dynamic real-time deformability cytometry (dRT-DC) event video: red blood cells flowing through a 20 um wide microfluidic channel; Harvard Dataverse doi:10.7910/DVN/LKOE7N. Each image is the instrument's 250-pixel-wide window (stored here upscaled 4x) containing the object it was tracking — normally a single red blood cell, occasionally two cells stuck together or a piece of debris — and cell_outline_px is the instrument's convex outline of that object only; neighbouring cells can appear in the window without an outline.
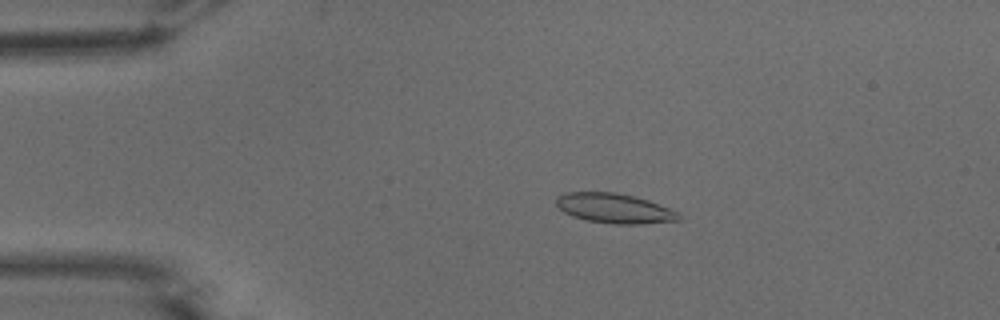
{"species": "common noctule bat (a hibernating species)", "species_latin": "Nyctalus noctula", "temperature_condition": "warm", "stored_images_in_passage": 50, "camera_frame_rate_fps": 3000, "um_per_image_px": 0.085, "animal": {"sex": "male", "body_mass_g": 15.6}, "frame": {"image": 1, "passage_image": 11, "time_ms": 3.333, "image_size_px": [1000, 320], "cell_outline_px": [[680, 220], [640, 224], [616, 224], [588, 220], [572, 216], [564, 212], [556, 204], [556, 196], [564, 192], [612, 192], [632, 196], [648, 200], [680, 212]], "centroid_in_image_um": [52.22, 17.7], "position_along_channel_um": 32.8, "area_um2": 21.15}}
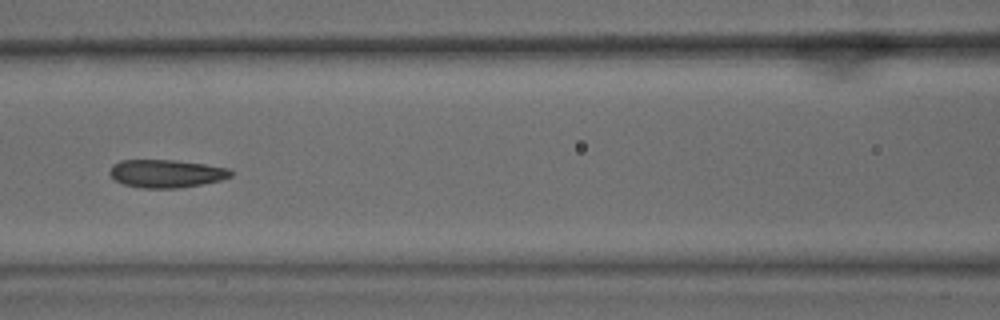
{"frame": {"image": 2, "passage_image": 24, "time_ms": 7.667, "image_size_px": [1000, 320], "cell_outline_px": [[232, 176], [220, 180], [180, 188], [140, 188], [124, 184], [116, 180], [108, 172], [112, 164], [120, 160], [176, 160], [204, 164], [228, 168], [232, 172]], "centroid_in_image_um": [14.1, 14.75], "position_along_channel_um": 152.5, "area_um2": 19.71}}
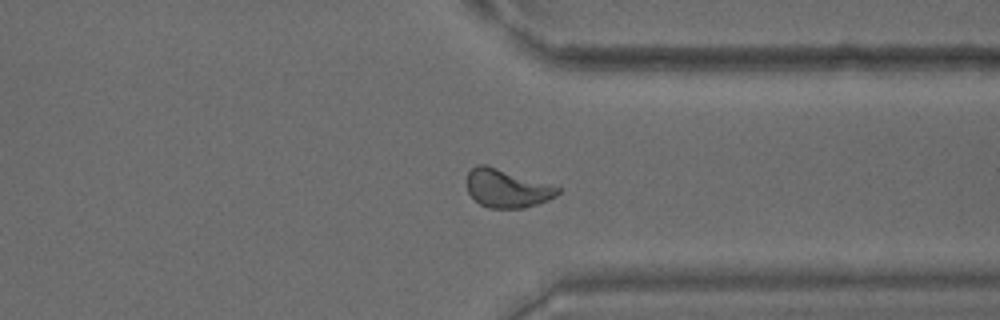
{"frame": {"image": 3, "passage_image": 41, "time_ms": 13.333, "image_size_px": [1000, 320], "cell_outline_px": [[560, 192], [556, 196], [548, 200], [524, 208], [488, 208], [480, 204], [468, 192], [468, 172], [476, 164], [484, 164], [560, 188]], "centroid_in_image_um": [43.07, 16.03], "position_along_channel_um": 368.3, "area_um2": 19.77}}